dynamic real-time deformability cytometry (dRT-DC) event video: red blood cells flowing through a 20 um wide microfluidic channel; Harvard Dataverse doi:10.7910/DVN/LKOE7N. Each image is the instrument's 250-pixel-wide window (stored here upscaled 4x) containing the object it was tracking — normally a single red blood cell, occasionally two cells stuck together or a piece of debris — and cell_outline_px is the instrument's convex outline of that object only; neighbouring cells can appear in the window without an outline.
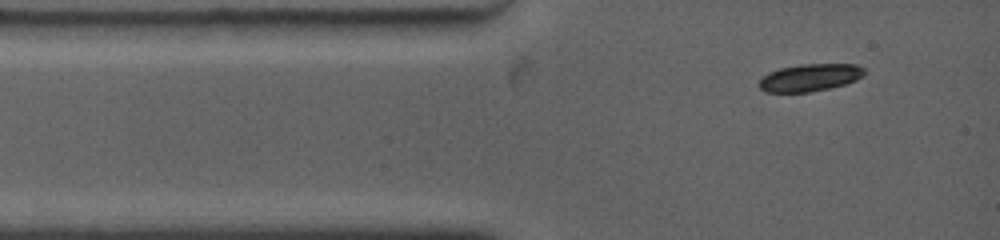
{"species": "common noctule bat (a hibernating species)", "species_latin": "Nyctalus noctula", "temperature_condition": "warm", "stored_images_in_passage": 18, "camera_frame_rate_fps": 4500, "um_per_image_px": 0.085, "animal": {"sex": "female", "body_mass_g": 19.0, "forearm_length_mm": 53.3}, "frame": {"image": 1, "passage_image": 1, "time_ms": 0.0, "image_size_px": [1000, 240], "cell_outline_px": [[864, 76], [856, 80], [844, 84], [828, 88], [808, 92], [764, 92], [760, 88], [760, 80], [768, 72], [780, 68], [800, 64], [856, 64], [864, 68]], "centroid_in_image_um": [68.85, 6.58], "position_along_channel_um": 16.2, "area_um2": 16.7}}
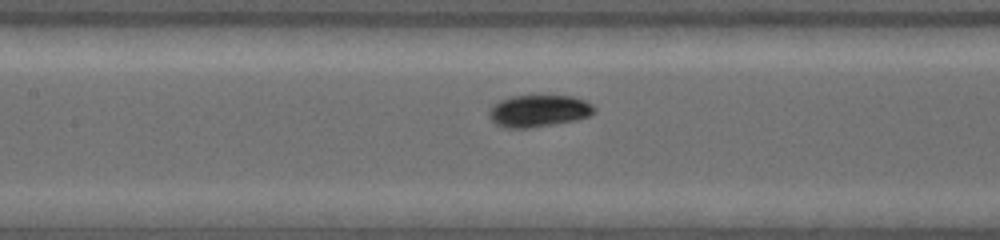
{"frame": {"image": 2, "passage_image": 8, "time_ms": 4.444, "image_size_px": [1000, 240], "cell_outline_px": [[596, 108], [588, 116], [576, 120], [528, 128], [504, 128], [496, 124], [492, 120], [488, 112], [500, 100], [512, 96], [572, 96], [584, 100], [592, 104]], "centroid_in_image_um": [45.79, 9.43], "position_along_channel_um": 161.6, "area_um2": 19.31}}
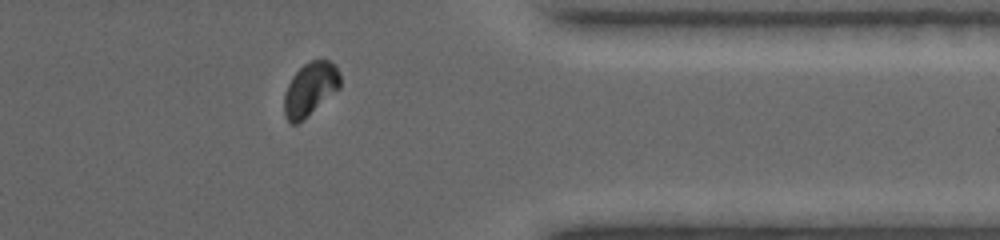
{"frame": {"image": 3, "passage_image": 15, "time_ms": 10.667, "image_size_px": [1000, 240], "cell_outline_px": [[340, 88], [296, 124], [292, 124], [284, 116], [284, 92], [292, 76], [304, 64], [312, 60], [328, 60], [336, 64], [340, 72]], "centroid_in_image_um": [26.37, 7.54], "position_along_channel_um": 385.0, "area_um2": 17.22}, "authors_computed_cell_mechanics": {"area_um2": 18.3804, "velocity_mm_per_s": 3.7943, "shape_relaxation_time_tau1_ms": 2.5394, "shape_relaxation_time_tau2_ms": 1.1835, "deformation_change_tau1": 0.1038, "deformation_change_tau2": 0.0143}}